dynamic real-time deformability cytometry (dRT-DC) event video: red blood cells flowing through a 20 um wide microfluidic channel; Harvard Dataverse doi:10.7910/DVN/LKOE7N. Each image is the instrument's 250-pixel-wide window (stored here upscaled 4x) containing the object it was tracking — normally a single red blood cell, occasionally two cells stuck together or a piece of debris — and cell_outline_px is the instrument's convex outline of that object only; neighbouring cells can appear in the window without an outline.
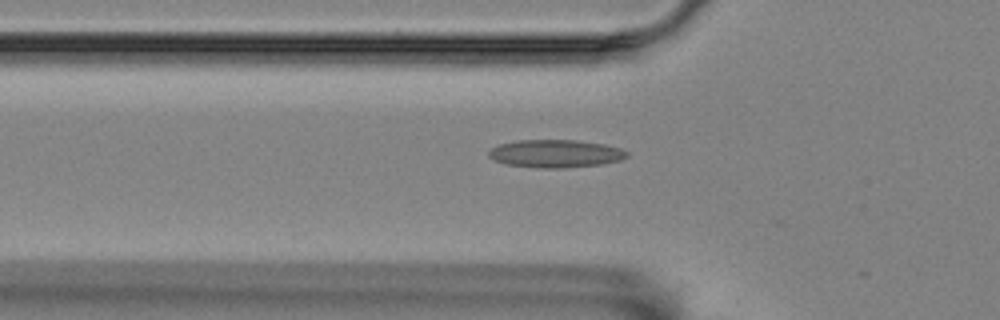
{"species": "Egyptian fruit bat (a non-hibernating species)", "species_latin": "Rousettus aegyptiacus", "temperature_condition": "room temperature", "stored_images_in_passage": 23, "camera_frame_rate_fps": 3000, "um_per_image_px": 0.085, "animal": {"sex": "female"}, "frame": {"image": 1, "passage_image": 19, "time_ms": 6.0, "image_size_px": [1000, 320], "cell_outline_px": [[628, 156], [620, 160], [600, 164], [560, 168], [544, 168], [508, 164], [492, 160], [488, 156], [488, 152], [492, 148], [500, 144], [516, 140], [576, 140], [604, 144], [620, 148], [628, 152]], "centroid_in_image_um": [47.21, 13.05], "position_along_channel_um": 78.6, "area_um2": 22.25}}
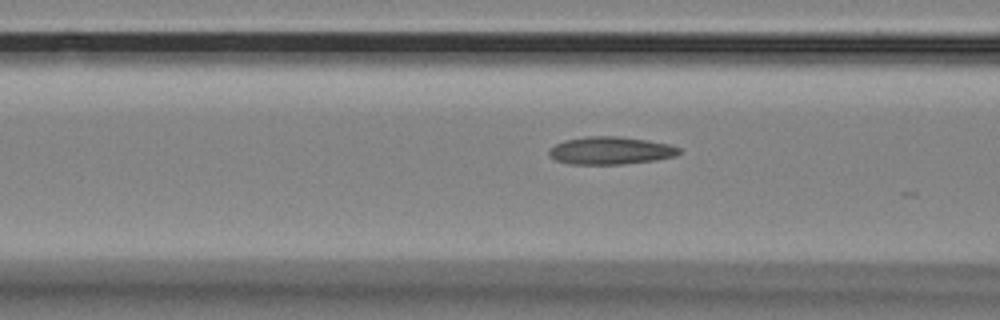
{"frame": {"image": 2, "passage_image": 22, "time_ms": 7.0, "image_size_px": [1000, 320], "cell_outline_px": [[680, 152], [676, 156], [656, 160], [620, 164], [568, 164], [556, 160], [548, 152], [556, 144], [564, 140], [584, 136], [620, 136], [648, 140], [668, 144], [680, 148]], "centroid_in_image_um": [51.91, 12.79], "position_along_channel_um": 114.7, "area_um2": 20.92}}